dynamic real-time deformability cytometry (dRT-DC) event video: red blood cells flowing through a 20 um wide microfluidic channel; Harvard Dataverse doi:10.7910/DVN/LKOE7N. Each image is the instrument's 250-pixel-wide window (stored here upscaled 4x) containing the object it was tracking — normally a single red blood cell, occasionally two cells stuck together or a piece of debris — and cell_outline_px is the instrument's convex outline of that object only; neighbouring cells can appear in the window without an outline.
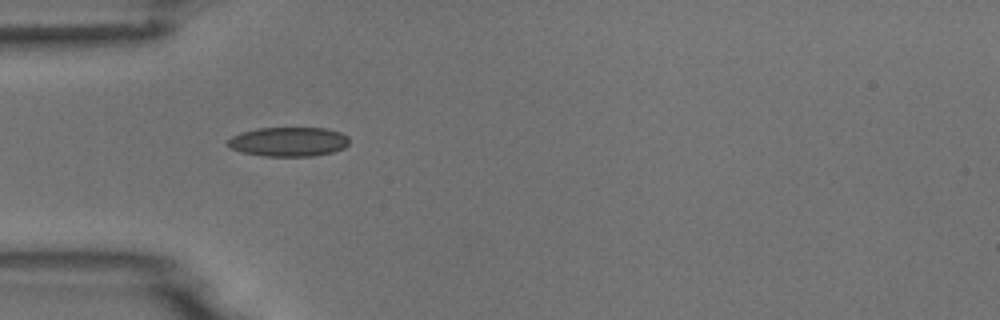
{"species": "common noctule bat (a hibernating species)", "species_latin": "Nyctalus noctula", "temperature_condition": "room temperature", "stored_images_in_passage": 2, "camera_frame_rate_fps": 3000, "um_per_image_px": 0.085, "animal": {"sex": "male", "body_mass_g": 18.8}, "frame": {"image": 1, "passage_image": 1, "time_ms": 0.0, "image_size_px": [1000, 320], "cell_outline_px": [[348, 144], [344, 148], [332, 152], [312, 156], [264, 156], [244, 152], [232, 148], [228, 144], [228, 140], [232, 136], [240, 132], [256, 128], [324, 128], [340, 132], [348, 136]], "centroid_in_image_um": [24.54, 12.04], "position_along_channel_um": 60.5, "area_um2": 20.63}}